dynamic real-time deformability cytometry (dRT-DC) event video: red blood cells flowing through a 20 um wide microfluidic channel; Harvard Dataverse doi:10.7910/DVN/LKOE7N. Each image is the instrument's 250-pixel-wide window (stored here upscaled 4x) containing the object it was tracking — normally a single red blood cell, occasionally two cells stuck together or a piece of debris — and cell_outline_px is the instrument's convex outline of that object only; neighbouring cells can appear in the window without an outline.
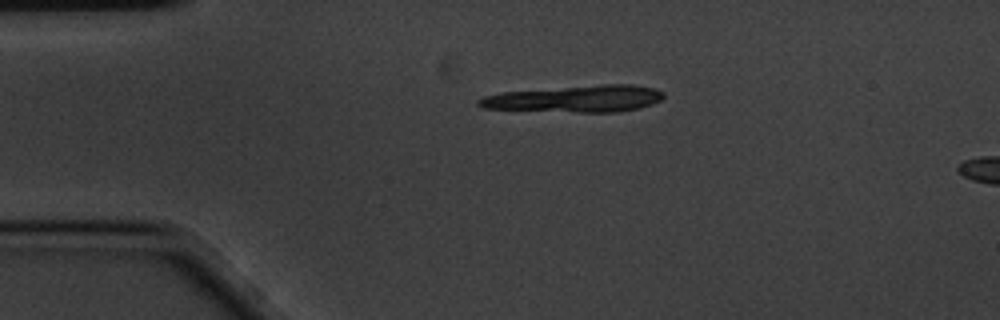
{"species": "common noctule bat (a hibernating species)", "species_latin": "Nyctalus noctula", "temperature_condition": "cold", "stored_images_in_passage": 3, "camera_frame_rate_fps": 3000, "um_per_image_px": 0.085, "animal": {"sex": "male", "body_mass_g": 20.1, "forearm_length_mm": 53.5}, "frame": {"image": 1, "passage_image": 1, "time_ms": 0.0, "image_size_px": [1000, 320], "cell_outline_px": [[664, 96], [660, 100], [652, 104], [640, 108], [616, 112], [580, 112], [484, 108], [476, 104], [476, 100], [484, 96], [500, 92], [600, 84], [632, 84], [656, 88], [664, 92]], "centroid_in_image_um": [48.95, 8.38], "position_along_channel_um": 36.1, "area_um2": 28.9}}